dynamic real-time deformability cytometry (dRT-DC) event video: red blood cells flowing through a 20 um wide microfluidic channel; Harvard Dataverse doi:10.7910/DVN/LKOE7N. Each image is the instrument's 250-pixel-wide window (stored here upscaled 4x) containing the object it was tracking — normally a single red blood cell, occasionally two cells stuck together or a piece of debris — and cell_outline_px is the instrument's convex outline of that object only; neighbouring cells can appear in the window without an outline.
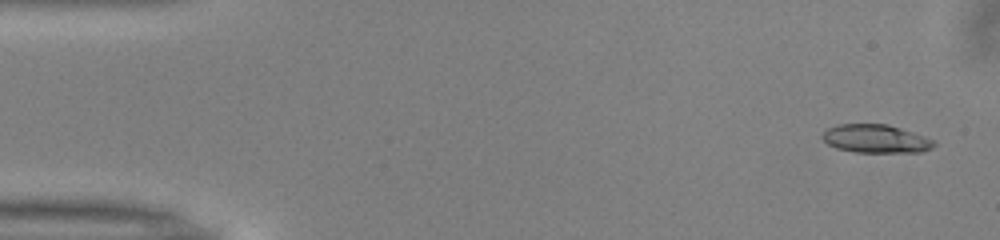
{"species": "common noctule bat (a hibernating species)", "species_latin": "Nyctalus noctula", "temperature_condition": "warm", "stored_images_in_passage": 50, "camera_frame_rate_fps": 3000, "um_per_image_px": 0.085, "animal": {"sex": "male", "body_mass_g": 13.0, "forearm_length_mm": 53.1}, "frame": {"image": 1, "passage_image": 2, "time_ms": 0.333, "image_size_px": [1000, 240], "cell_outline_px": [[936, 144], [932, 148], [920, 152], [856, 152], [836, 148], [828, 144], [820, 136], [828, 128], [836, 124], [888, 124], [936, 140]], "centroid_in_image_um": [74.45, 11.79], "position_along_channel_um": 10.6, "area_um2": 18.44}}
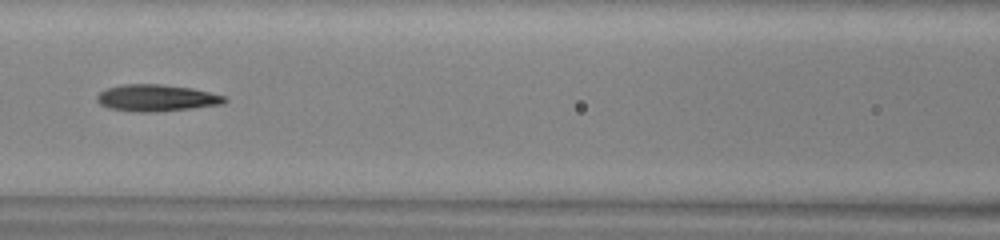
{"frame": {"image": 2, "passage_image": 22, "time_ms": 7.0, "image_size_px": [1000, 240], "cell_outline_px": [[228, 100], [224, 104], [192, 108], [152, 112], [148, 112], [112, 108], [100, 104], [96, 100], [96, 96], [100, 92], [108, 88], [124, 84], [160, 84], [192, 88], [224, 96]], "centroid_in_image_um": [13.33, 8.31], "position_along_channel_um": 153.3, "area_um2": 19.54}}
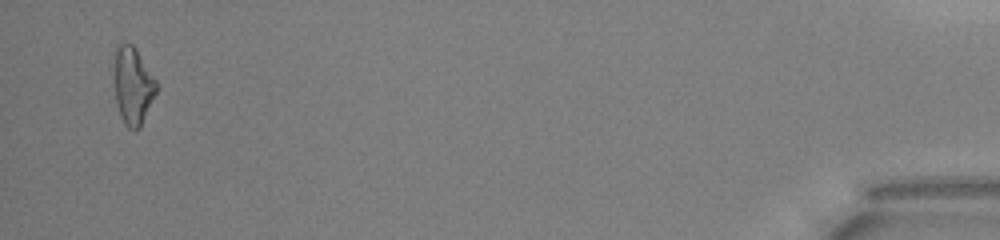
{"frame": {"image": 3, "passage_image": 49, "time_ms": 16.0, "image_size_px": [1000, 240], "cell_outline_px": [[156, 92], [140, 128], [128, 128], [124, 124], [120, 116], [116, 104], [112, 52], [120, 44], [132, 44], [136, 48], [156, 80]], "centroid_in_image_um": [11.25, 7.25], "position_along_channel_um": 423.9, "area_um2": 19.19}, "authors_computed_cell_mechanics": {"area_um2": 18.9006, "velocity_mm_per_s": 4.0225, "shape_relaxation_time_tau1_ms": 5.9497, "shape_relaxation_time_tau2_ms": 10.6852, "deformation_change_tau1": 0.1861, "deformation_change_tau2": 0.2904}}